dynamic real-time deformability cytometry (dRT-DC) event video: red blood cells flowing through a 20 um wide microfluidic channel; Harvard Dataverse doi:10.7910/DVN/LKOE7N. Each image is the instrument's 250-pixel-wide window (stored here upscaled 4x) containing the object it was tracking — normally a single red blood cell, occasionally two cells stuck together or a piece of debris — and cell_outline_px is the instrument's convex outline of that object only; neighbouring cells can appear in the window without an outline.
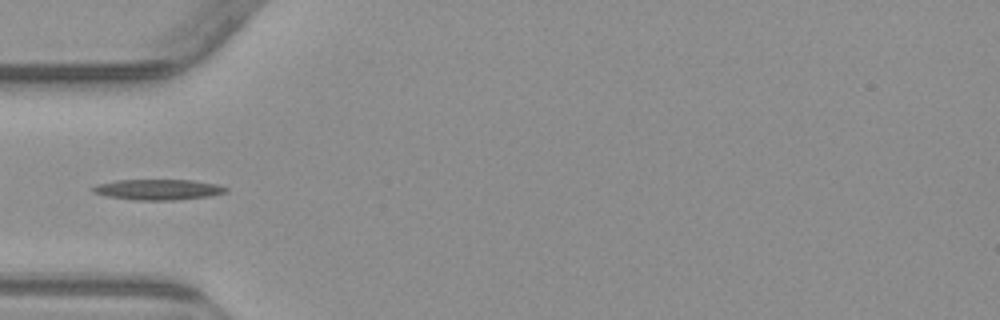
{"species": "common noctule bat (a hibernating species)", "species_latin": "Nyctalus noctula", "temperature_condition": "warm", "stored_images_in_passage": 4, "camera_frame_rate_fps": 3000, "um_per_image_px": 0.085, "animal": {"sex": "male", "body_mass_g": 23.1, "forearm_length_mm": 52.7}, "frame": {"image": 1, "passage_image": 4, "time_ms": 4.333, "image_size_px": [1000, 320], "cell_outline_px": [[228, 192], [212, 196], [172, 200], [136, 200], [108, 196], [92, 192], [92, 188], [96, 184], [116, 180], [192, 180], [216, 184], [228, 188]], "centroid_in_image_um": [13.46, 16.11], "position_along_channel_um": 71.5, "area_um2": 15.95}}